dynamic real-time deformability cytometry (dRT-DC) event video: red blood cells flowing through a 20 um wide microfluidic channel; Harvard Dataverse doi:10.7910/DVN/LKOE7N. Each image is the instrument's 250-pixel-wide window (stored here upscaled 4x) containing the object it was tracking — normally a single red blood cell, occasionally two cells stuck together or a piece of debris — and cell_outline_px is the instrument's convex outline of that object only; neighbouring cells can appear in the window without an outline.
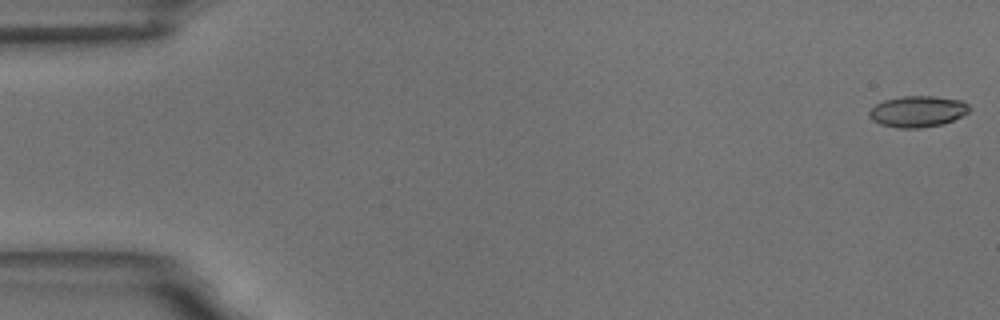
{"species": "common noctule bat (a hibernating species)", "species_latin": "Nyctalus noctula", "temperature_condition": "room temperature", "stored_images_in_passage": 58, "camera_frame_rate_fps": 3000, "um_per_image_px": 0.085, "animal": {"sex": "male", "body_mass_g": 18.8}, "frame": {"image": 1, "passage_image": 1, "time_ms": 0.0, "image_size_px": [1000, 320], "cell_outline_px": [[972, 108], [968, 112], [952, 120], [940, 124], [920, 128], [900, 128], [880, 124], [872, 120], [868, 116], [868, 112], [876, 104], [884, 100], [900, 96], [932, 96], [960, 100], [968, 104]], "centroid_in_image_um": [77.97, 9.46], "position_along_channel_um": 7.0, "area_um2": 18.09}}
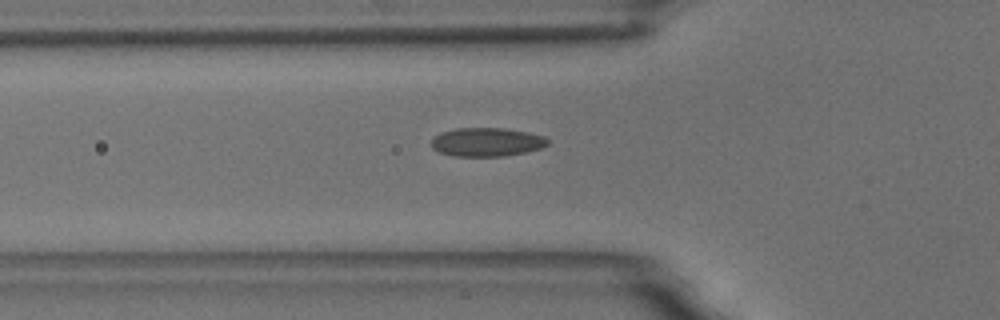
{"frame": {"image": 2, "passage_image": 20, "time_ms": 6.333, "image_size_px": [1000, 320], "cell_outline_px": [[548, 144], [540, 148], [524, 152], [504, 156], [452, 156], [440, 152], [432, 148], [432, 140], [440, 132], [456, 128], [504, 128], [528, 132], [544, 136], [548, 140]], "centroid_in_image_um": [41.36, 12.07], "position_along_channel_um": 84.4, "area_um2": 19.36}}
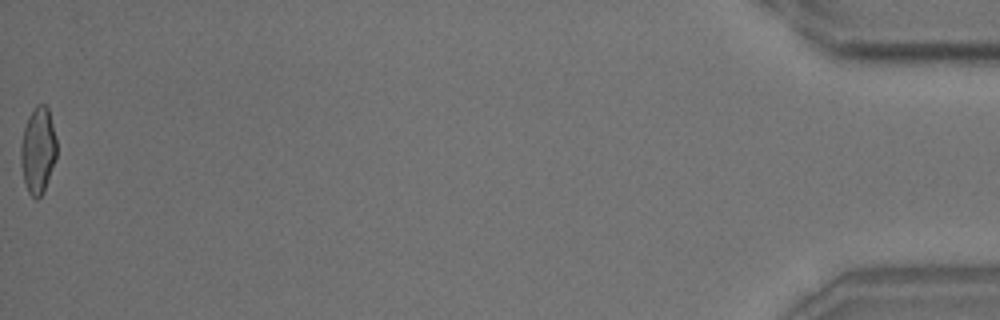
{"frame": {"image": 3, "passage_image": 58, "time_ms": 19.0, "image_size_px": [1000, 320], "cell_outline_px": [[56, 156], [44, 192], [36, 200], [28, 192], [24, 180], [20, 164], [20, 148], [24, 128], [28, 116], [36, 104], [44, 104], [48, 108], [56, 140]], "centroid_in_image_um": [3.21, 12.78], "position_along_channel_um": 432.0, "area_um2": 17.98}, "authors_computed_cell_mechanics": {"area_um2": 18.4093, "velocity_mm_per_s": 3.5176, "shape_relaxation_time_tau1_ms": 6.893, "shape_relaxation_time_tau2_ms": 1.4233, "deformation_change_tau1": 0.1623, "deformation_change_tau2": 0.0678}}